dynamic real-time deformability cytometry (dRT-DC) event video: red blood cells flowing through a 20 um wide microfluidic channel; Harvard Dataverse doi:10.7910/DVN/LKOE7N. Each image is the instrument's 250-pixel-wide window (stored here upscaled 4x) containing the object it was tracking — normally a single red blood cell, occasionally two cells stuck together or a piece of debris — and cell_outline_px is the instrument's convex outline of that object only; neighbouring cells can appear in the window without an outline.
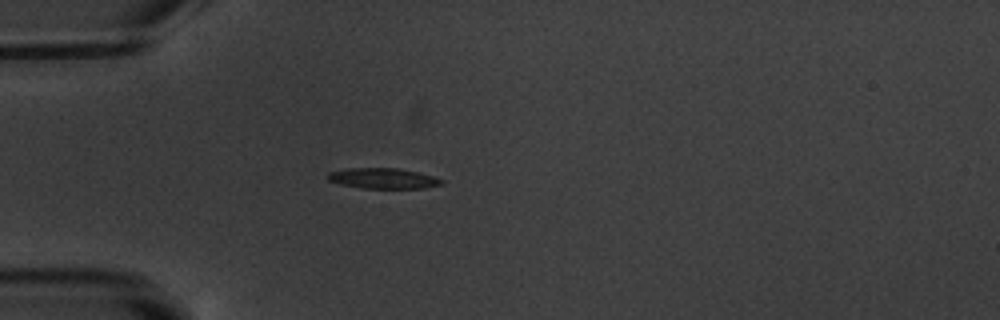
{"species": "common noctule bat (a hibernating species)", "species_latin": "Nyctalus noctula", "temperature_condition": "warm", "stored_images_in_passage": 4, "camera_frame_rate_fps": 3000, "um_per_image_px": 0.085, "animal": {"sex": "male", "body_mass_g": 20.1, "forearm_length_mm": 53.5}, "frame": {"image": 1, "passage_image": 4, "time_ms": 3.333, "image_size_px": [1000, 320], "cell_outline_px": [[444, 184], [424, 188], [360, 188], [340, 184], [328, 180], [328, 172], [348, 168], [396, 168], [416, 172], [432, 176], [444, 180]], "centroid_in_image_um": [32.56, 15.16], "position_along_channel_um": 52.4, "area_um2": 13.53}}